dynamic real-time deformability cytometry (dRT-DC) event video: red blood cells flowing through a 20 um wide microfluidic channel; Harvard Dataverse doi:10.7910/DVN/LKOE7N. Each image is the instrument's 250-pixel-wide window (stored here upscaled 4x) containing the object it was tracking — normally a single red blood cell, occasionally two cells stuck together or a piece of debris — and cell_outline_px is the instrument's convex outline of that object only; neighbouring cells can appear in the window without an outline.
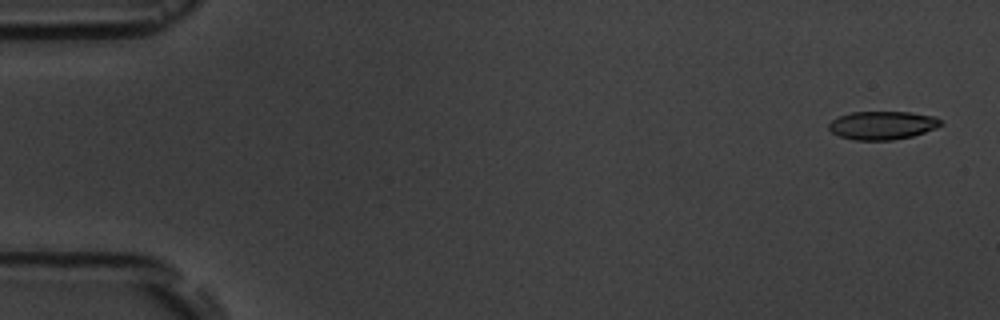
{"species": "common noctule bat (a hibernating species)", "species_latin": "Nyctalus noctula", "temperature_condition": "room temperature", "stored_images_in_passage": 7, "camera_frame_rate_fps": 3000, "um_per_image_px": 0.085, "animal": {"sex": "male", "body_mass_g": 19.5, "forearm_length_mm": 54.6}, "frame": {"image": 1, "passage_image": 1, "time_ms": 0.0, "image_size_px": [1000, 320], "cell_outline_px": [[944, 124], [936, 128], [912, 136], [892, 140], [856, 140], [840, 136], [832, 132], [828, 128], [828, 124], [832, 120], [840, 116], [852, 112], [912, 112], [936, 116]], "centroid_in_image_um": [75.03, 10.64], "position_along_channel_um": 10.0, "area_um2": 18.5}}
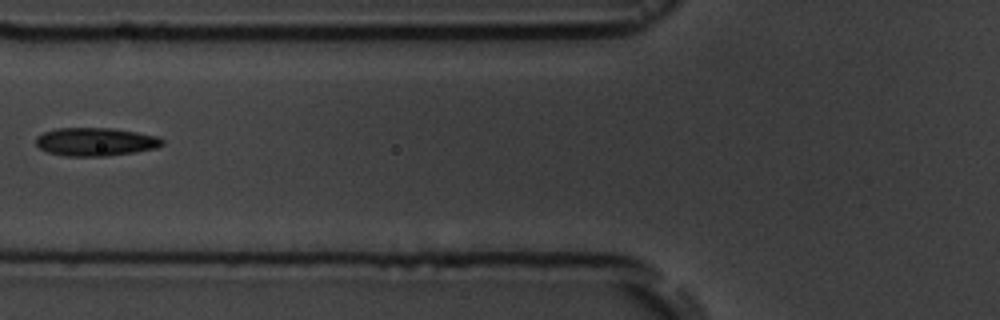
{"frame": {"image": 2, "passage_image": 6, "time_ms": 6.667, "image_size_px": [1000, 320], "cell_outline_px": [[164, 144], [156, 148], [136, 152], [108, 156], [64, 156], [48, 152], [40, 148], [36, 144], [36, 136], [44, 132], [56, 128], [112, 128], [136, 132], [156, 136], [164, 140]], "centroid_in_image_um": [8.12, 12.05], "position_along_channel_um": 117.7, "area_um2": 20.87}}
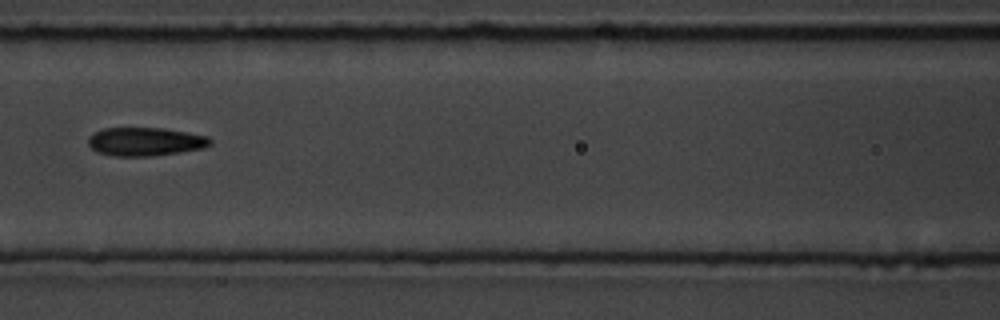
{"frame": {"image": 3, "passage_image": 7, "time_ms": 7.667, "image_size_px": [1000, 320], "cell_outline_px": [[212, 144], [204, 148], [180, 152], [152, 156], [112, 156], [96, 152], [88, 144], [88, 136], [104, 128], [164, 128], [208, 136], [212, 140]], "centroid_in_image_um": [12.35, 12.04], "position_along_channel_um": 154.2, "area_um2": 20.35}}